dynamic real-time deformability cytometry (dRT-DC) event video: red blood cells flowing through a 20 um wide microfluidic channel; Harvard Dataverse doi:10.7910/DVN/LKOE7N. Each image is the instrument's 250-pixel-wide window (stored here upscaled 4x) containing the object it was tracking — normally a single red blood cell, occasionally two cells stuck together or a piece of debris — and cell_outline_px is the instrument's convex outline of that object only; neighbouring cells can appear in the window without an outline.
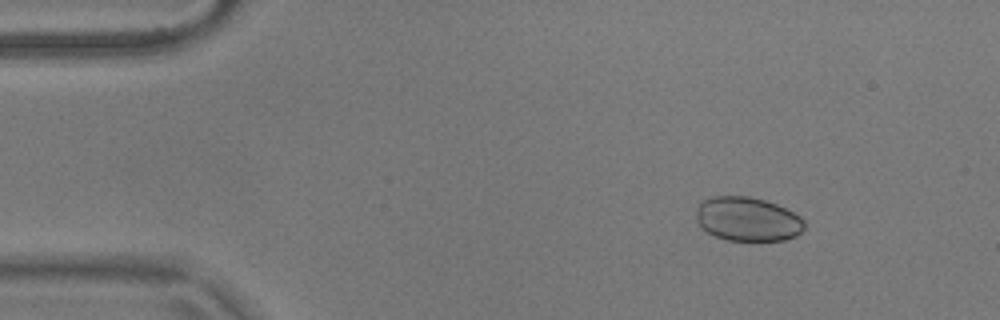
{"species": "common noctule bat (a hibernating species)", "species_latin": "Nyctalus noctula", "temperature_condition": "warm", "stored_images_in_passage": 29, "camera_frame_rate_fps": 3000, "um_per_image_px": 0.085, "animal": {"sex": "male", "body_mass_g": 17.9}, "frame": {"image": 1, "passage_image": 1, "time_ms": 0.0, "image_size_px": [1000, 320], "cell_outline_px": [[804, 228], [796, 236], [784, 240], [728, 240], [716, 236], [700, 228], [696, 220], [696, 208], [700, 200], [712, 196], [748, 196], [764, 200], [776, 204], [800, 216], [804, 220]], "centroid_in_image_um": [63.5, 18.61], "position_along_channel_um": 21.5, "area_um2": 27.92}}
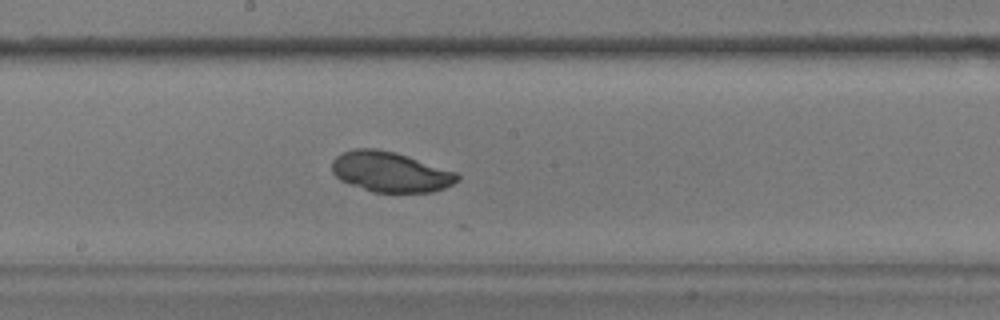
{"frame": {"image": 2, "passage_image": 23, "time_ms": 7.333, "image_size_px": [1000, 320], "cell_outline_px": [[460, 180], [444, 188], [432, 192], [372, 192], [340, 180], [332, 172], [332, 160], [336, 156], [352, 148], [376, 148], [396, 152], [456, 172], [460, 176]], "centroid_in_image_um": [33.17, 14.6], "position_along_channel_um": 215.0, "area_um2": 29.42}}
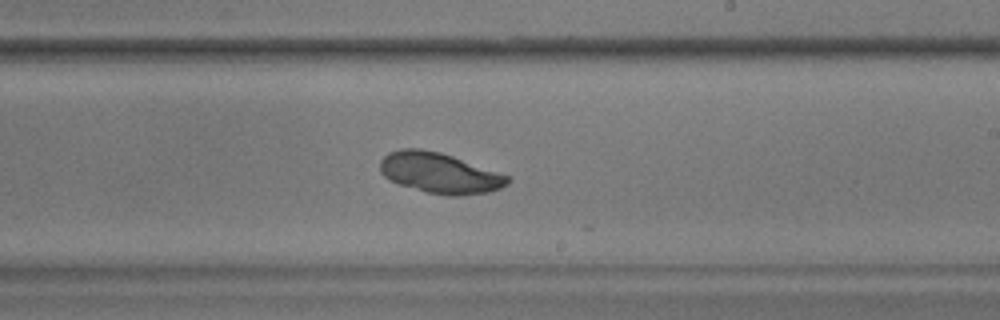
{"frame": {"image": 3, "passage_image": 26, "time_ms": 8.333, "image_size_px": [1000, 320], "cell_outline_px": [[512, 180], [508, 184], [500, 188], [488, 192], [460, 196], [448, 196], [428, 192], [400, 184], [384, 176], [380, 172], [380, 160], [388, 152], [400, 148], [420, 148], [440, 152], [452, 156], [508, 176]], "centroid_in_image_um": [37.35, 14.7], "position_along_channel_um": 251.6, "area_um2": 29.88}}